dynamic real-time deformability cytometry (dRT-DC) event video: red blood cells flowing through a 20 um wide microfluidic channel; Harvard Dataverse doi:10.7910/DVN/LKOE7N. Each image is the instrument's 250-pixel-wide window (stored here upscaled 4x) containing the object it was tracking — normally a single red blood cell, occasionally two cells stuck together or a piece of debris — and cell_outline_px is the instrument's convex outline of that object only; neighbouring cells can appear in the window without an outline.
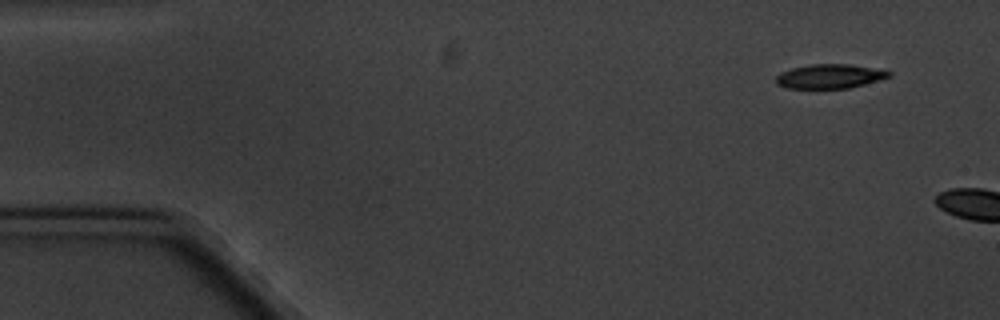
{"species": "common noctule bat (a hibernating species)", "species_latin": "Nyctalus noctula", "temperature_condition": "cold", "stored_images_in_passage": 3, "camera_frame_rate_fps": 3000, "um_per_image_px": 0.085, "animal": {"sex": "male", "body_mass_g": 20.1, "forearm_length_mm": 53.5}, "frame": {"image": 1, "passage_image": 1, "time_ms": 0.0, "image_size_px": [1000, 320], "cell_outline_px": [[892, 76], [864, 84], [848, 88], [788, 88], [776, 84], [776, 76], [780, 72], [792, 68], [812, 64], [848, 64], [892, 72]], "centroid_in_image_um": [70.49, 6.49], "position_along_channel_um": 14.5, "area_um2": 15.72}}